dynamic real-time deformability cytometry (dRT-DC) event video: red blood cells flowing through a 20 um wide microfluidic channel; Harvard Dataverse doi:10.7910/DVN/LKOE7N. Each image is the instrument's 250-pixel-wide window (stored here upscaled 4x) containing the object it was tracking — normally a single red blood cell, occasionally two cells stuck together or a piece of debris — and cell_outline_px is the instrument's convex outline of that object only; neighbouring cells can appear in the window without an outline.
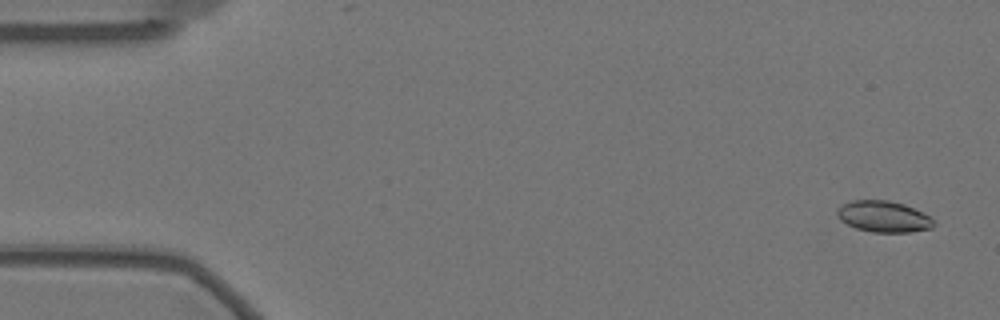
{"species": "Egyptian fruit bat (a non-hibernating species)", "species_latin": "Rousettus aegyptiacus", "temperature_condition": "warm", "stored_images_in_passage": 59, "camera_frame_rate_fps": 3000, "um_per_image_px": 0.085, "animal": {"sex": "female"}, "frame": {"image": 1, "passage_image": 3, "time_ms": 0.667, "image_size_px": [1000, 320], "cell_outline_px": [[936, 224], [932, 228], [908, 232], [872, 232], [856, 228], [840, 220], [836, 216], [836, 208], [840, 204], [852, 200], [888, 200], [904, 204], [928, 216]], "centroid_in_image_um": [75.03, 18.4], "position_along_channel_um": 10.0, "area_um2": 17.57}}
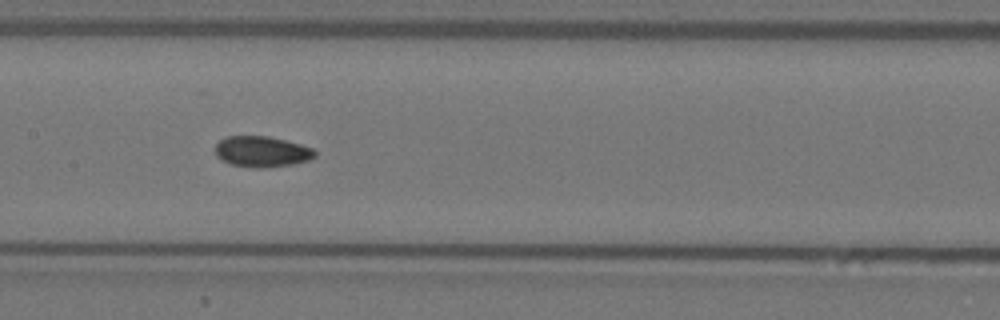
{"frame": {"image": 2, "passage_image": 29, "time_ms": 9.333, "image_size_px": [1000, 320], "cell_outline_px": [[316, 156], [308, 160], [292, 164], [264, 168], [256, 168], [232, 164], [220, 160], [216, 156], [216, 144], [220, 140], [228, 136], [268, 136], [300, 144], [312, 148], [316, 152]], "centroid_in_image_um": [22.25, 12.89], "position_along_channel_um": 185.2, "area_um2": 17.8}}
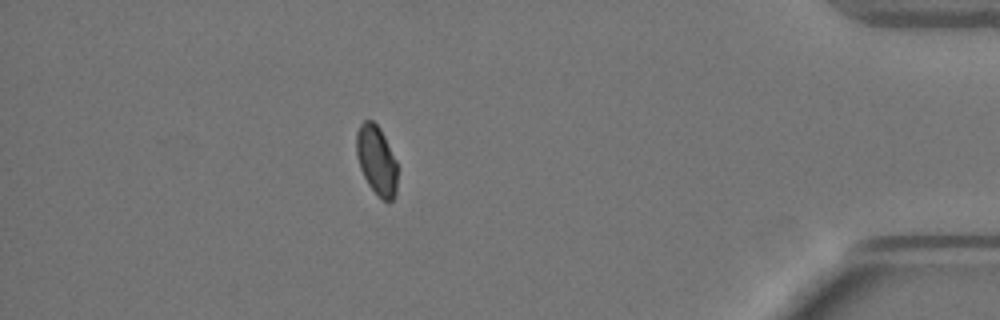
{"frame": {"image": 3, "passage_image": 52, "time_ms": 17.0, "image_size_px": [1000, 320], "cell_outline_px": [[396, 192], [392, 200], [388, 204], [368, 184], [360, 168], [356, 156], [356, 132], [360, 124], [364, 120], [372, 120], [380, 128], [396, 160]], "centroid_in_image_um": [31.99, 13.6], "position_along_channel_um": 403.2, "area_um2": 16.42}, "authors_computed_cell_mechanics": {"area_um2": 17.8024, "velocity_mm_per_s": 3.4583, "shape_relaxation_time_tau1_ms": null, "shape_relaxation_time_tau2_ms": 2.3529, "deformation_change_tau1": null, "deformation_change_tau2": 0.0518}}